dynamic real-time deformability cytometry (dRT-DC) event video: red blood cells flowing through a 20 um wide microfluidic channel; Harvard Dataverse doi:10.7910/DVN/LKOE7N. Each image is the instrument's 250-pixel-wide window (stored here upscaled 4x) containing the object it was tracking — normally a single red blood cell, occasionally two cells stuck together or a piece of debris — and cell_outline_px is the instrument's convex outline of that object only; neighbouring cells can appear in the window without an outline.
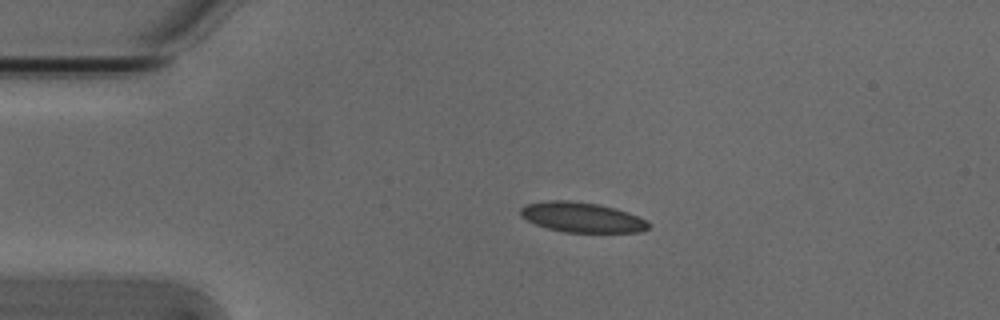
{"species": "Egyptian fruit bat (a non-hibernating species)", "species_latin": "Rousettus aegyptiacus", "temperature_condition": "cold", "stored_images_in_passage": 54, "camera_frame_rate_fps": 3000, "um_per_image_px": 0.085, "animal": {"sex": "male"}, "frame": {"image": 1, "passage_image": 12, "time_ms": 3.667, "image_size_px": [1000, 320], "cell_outline_px": [[648, 228], [640, 232], [564, 232], [548, 228], [536, 224], [520, 216], [520, 208], [524, 204], [548, 200], [568, 200], [600, 204], [616, 208], [628, 212], [648, 220]], "centroid_in_image_um": [49.45, 18.46], "position_along_channel_um": 35.5, "area_um2": 22.48}}
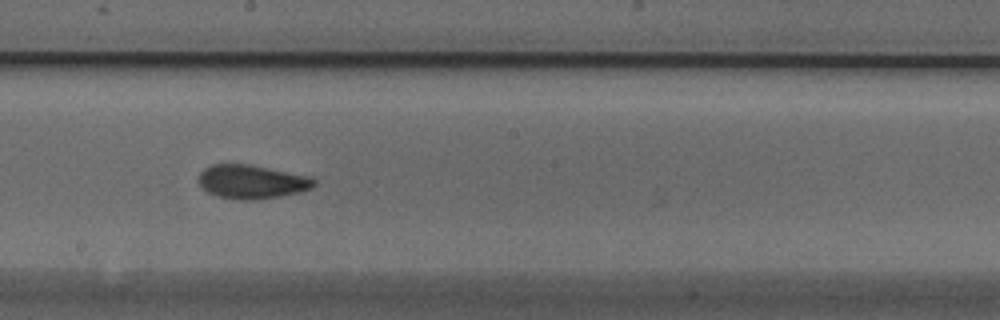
{"frame": {"image": 2, "passage_image": 30, "time_ms": 9.667, "image_size_px": [1000, 320], "cell_outline_px": [[316, 184], [312, 188], [300, 192], [260, 200], [240, 200], [216, 196], [208, 192], [196, 180], [200, 172], [204, 168], [212, 164], [248, 164], [308, 176], [316, 180]], "centroid_in_image_um": [21.38, 15.46], "position_along_channel_um": 226.8, "area_um2": 22.83}}
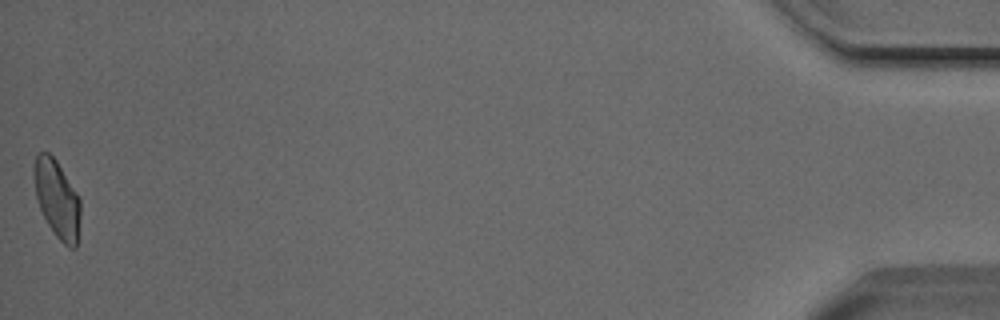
{"frame": {"image": 3, "passage_image": 54, "time_ms": 17.667, "image_size_px": [1000, 320], "cell_outline_px": [[80, 212], [76, 248], [68, 248], [56, 236], [48, 224], [40, 208], [36, 196], [32, 176], [36, 156], [40, 152], [48, 152], [56, 160], [76, 192], [80, 200]], "centroid_in_image_um": [4.83, 16.91], "position_along_channel_um": 430.4, "area_um2": 20.81}, "authors_computed_cell_mechanics": {"area_um2": 22.0507, "velocity_mm_per_s": 3.8153, "shape_relaxation_time_tau1_ms": 4.5739, "shape_relaxation_time_tau2_ms": 1.645, "deformation_change_tau1": 0.1254, "deformation_change_tau2": 0.076}}